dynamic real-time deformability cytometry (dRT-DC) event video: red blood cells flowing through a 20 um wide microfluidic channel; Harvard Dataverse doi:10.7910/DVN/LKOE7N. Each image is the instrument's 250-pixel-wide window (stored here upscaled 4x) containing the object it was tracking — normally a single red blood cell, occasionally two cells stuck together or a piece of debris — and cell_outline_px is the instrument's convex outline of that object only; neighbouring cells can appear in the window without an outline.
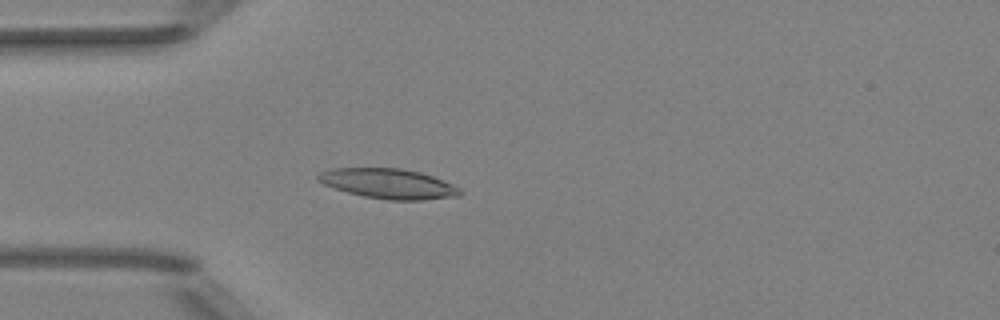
{"species": "Egyptian fruit bat (a non-hibernating species)", "species_latin": "Rousettus aegyptiacus", "temperature_condition": "room temperature", "stored_images_in_passage": 50, "camera_frame_rate_fps": 3000, "um_per_image_px": 0.085, "animal": {"sex": "female"}, "frame": {"image": 1, "passage_image": 14, "time_ms": 4.333, "image_size_px": [1000, 320], "cell_outline_px": [[464, 192], [460, 196], [424, 200], [388, 200], [364, 196], [348, 192], [324, 184], [316, 180], [316, 176], [320, 172], [332, 168], [400, 168], [420, 172], [432, 176], [452, 184], [460, 188]], "centroid_in_image_um": [33.04, 15.61], "position_along_channel_um": 52.0, "area_um2": 24.8}}
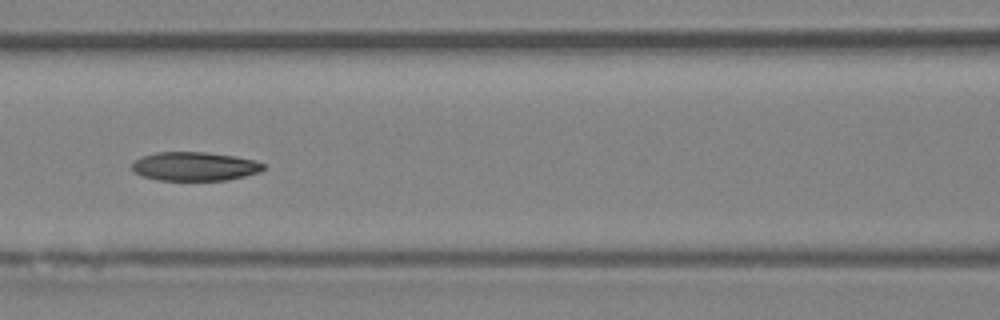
{"frame": {"image": 2, "passage_image": 22, "time_ms": 7.0, "image_size_px": [1000, 320], "cell_outline_px": [[264, 168], [260, 172], [228, 180], [160, 180], [140, 176], [132, 172], [132, 160], [140, 156], [156, 152], [204, 152], [236, 156], [256, 160], [264, 164]], "centroid_in_image_um": [16.5, 14.14], "position_along_channel_um": 150.1, "area_um2": 22.37}}
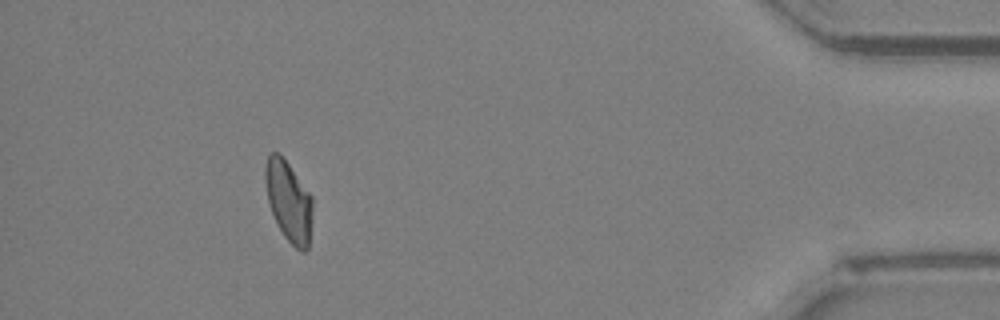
{"frame": {"image": 3, "passage_image": 46, "time_ms": 15.0, "image_size_px": [1000, 320], "cell_outline_px": [[312, 212], [308, 248], [304, 252], [300, 252], [284, 236], [272, 212], [268, 200], [264, 180], [264, 168], [268, 156], [272, 152], [280, 152], [312, 196]], "centroid_in_image_um": [24.53, 17.07], "position_along_channel_um": 410.7, "area_um2": 22.08}, "authors_computed_cell_mechanics": {"area_um2": 22.9755, "velocity_mm_per_s": 3.9988, "shape_relaxation_time_tau1_ms": 6.4739, "shape_relaxation_time_tau2_ms": 5.783, "deformation_change_tau1": 0.1528, "deformation_change_tau2": 0.1144}}